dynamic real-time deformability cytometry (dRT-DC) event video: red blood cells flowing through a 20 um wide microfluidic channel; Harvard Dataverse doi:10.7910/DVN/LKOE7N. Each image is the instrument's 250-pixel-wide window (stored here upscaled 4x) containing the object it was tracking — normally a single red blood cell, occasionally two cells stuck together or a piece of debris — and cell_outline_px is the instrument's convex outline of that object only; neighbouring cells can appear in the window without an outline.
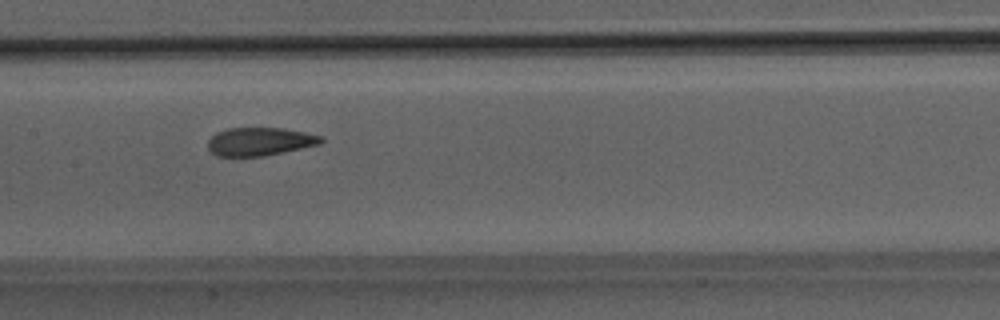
{"species": "Egyptian fruit bat (a non-hibernating species)", "species_latin": "Rousettus aegyptiacus", "temperature_condition": "room temperature", "stored_images_in_passage": 44, "camera_frame_rate_fps": 3000, "um_per_image_px": 0.085, "animal": {"sex": "male"}, "frame": {"image": 1, "passage_image": 19, "time_ms": 6.0, "image_size_px": [1000, 320], "cell_outline_px": [[324, 140], [320, 144], [264, 156], [216, 156], [208, 148], [208, 140], [216, 132], [228, 128], [284, 128], [304, 132], [320, 136]], "centroid_in_image_um": [22.06, 12.03], "position_along_channel_um": 185.3, "area_um2": 18.5}}
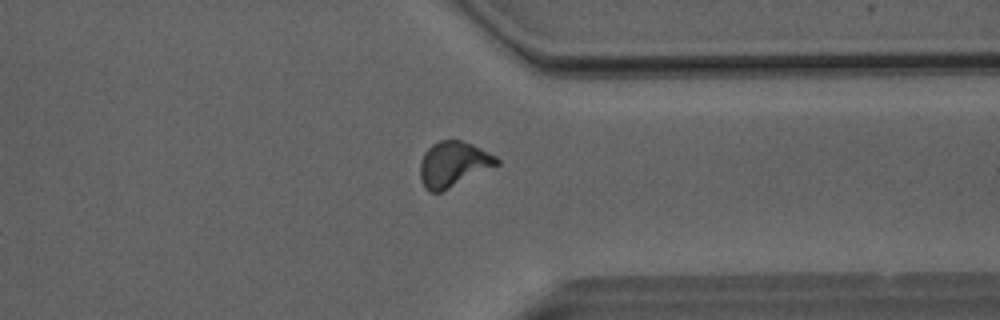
{"frame": {"image": 2, "passage_image": 33, "time_ms": 10.667, "image_size_px": [1000, 320], "cell_outline_px": [[500, 164], [440, 192], [428, 192], [424, 188], [420, 176], [420, 160], [424, 152], [432, 144], [440, 140], [460, 140], [472, 144], [496, 156], [500, 160]], "centroid_in_image_um": [38.51, 13.95], "position_along_channel_um": 372.9, "area_um2": 20.17}}
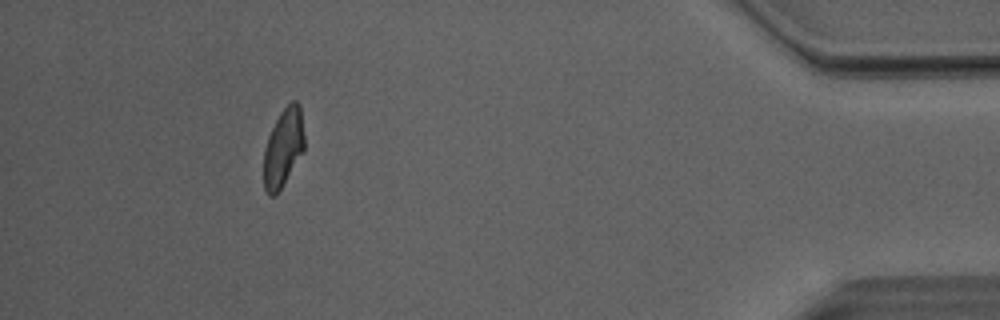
{"frame": {"image": 3, "passage_image": 40, "time_ms": 13.0, "image_size_px": [1000, 320], "cell_outline_px": [[304, 148], [276, 196], [268, 196], [264, 188], [264, 148], [268, 136], [280, 112], [292, 100], [296, 100], [300, 104], [304, 136]], "centroid_in_image_um": [24.06, 12.54], "position_along_channel_um": 411.1, "area_um2": 18.32}, "authors_computed_cell_mechanics": {"area_um2": 19.4497, "velocity_mm_per_s": 4.0619, "shape_relaxation_time_tau1_ms": 10.9524, "shape_relaxation_time_tau2_ms": 1.6057, "deformation_change_tau1": 0.2351, "deformation_change_tau2": 0.0844}}